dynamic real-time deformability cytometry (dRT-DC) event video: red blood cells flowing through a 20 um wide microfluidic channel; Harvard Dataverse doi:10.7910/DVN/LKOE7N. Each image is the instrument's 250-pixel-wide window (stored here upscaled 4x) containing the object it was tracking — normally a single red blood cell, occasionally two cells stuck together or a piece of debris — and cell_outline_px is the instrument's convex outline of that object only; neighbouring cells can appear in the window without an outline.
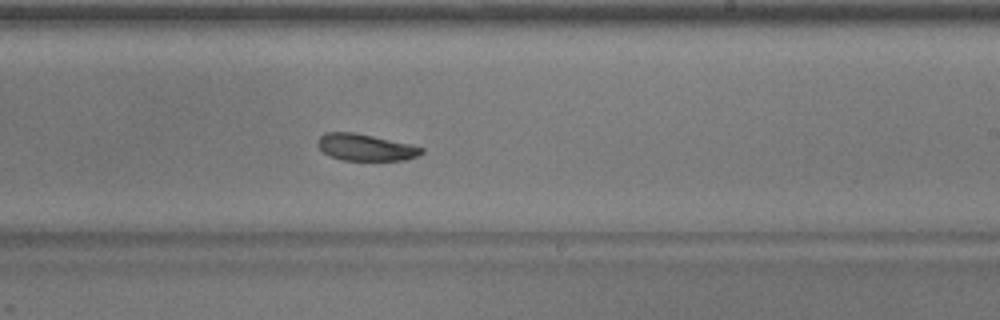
{"species": "common noctule bat (a hibernating species)", "species_latin": "Nyctalus noctula", "temperature_condition": "warm", "stored_images_in_passage": 31, "camera_frame_rate_fps": 3000, "um_per_image_px": 0.085, "animal": {"sex": "male", "body_mass_g": 17.9}, "frame": {"image": 1, "passage_image": 22, "time_ms": 7.0, "image_size_px": [1000, 320], "cell_outline_px": [[424, 152], [420, 156], [404, 160], [344, 160], [332, 156], [324, 152], [316, 144], [316, 140], [324, 132], [352, 132], [372, 136], [408, 144], [424, 148]], "centroid_in_image_um": [31.06, 12.52], "position_along_channel_um": 257.9, "area_um2": 16.01}}